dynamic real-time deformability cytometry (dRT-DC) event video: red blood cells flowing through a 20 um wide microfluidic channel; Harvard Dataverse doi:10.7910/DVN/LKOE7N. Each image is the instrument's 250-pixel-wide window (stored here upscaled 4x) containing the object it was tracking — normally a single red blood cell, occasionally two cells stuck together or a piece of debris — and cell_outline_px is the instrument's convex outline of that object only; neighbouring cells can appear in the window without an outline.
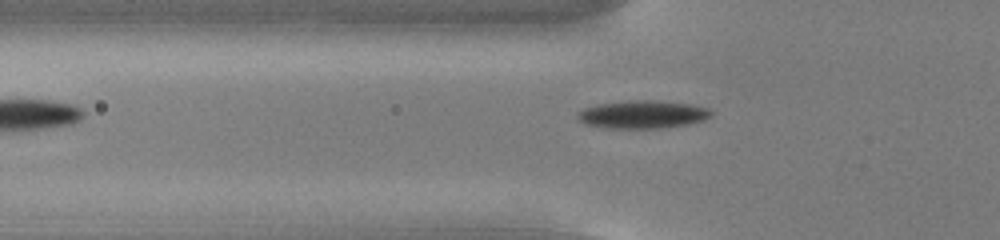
{"species": "common noctule bat (a hibernating species)", "species_latin": "Nyctalus noctula", "temperature_condition": "cold", "stored_images_in_passage": 38, "camera_frame_rate_fps": 3000, "um_per_image_px": 0.085, "animal": {"sex": "male", "body_mass_g": 13.0, "forearm_length_mm": 53.1}, "frame": {"image": 1, "passage_image": 2, "time_ms": 0.333, "image_size_px": [1000, 240], "cell_outline_px": [[712, 116], [704, 120], [688, 124], [660, 128], [608, 128], [588, 124], [580, 120], [576, 116], [576, 112], [584, 108], [600, 104], [636, 100], [652, 100], [688, 104], [708, 108], [712, 112]], "centroid_in_image_um": [54.63, 9.73], "position_along_channel_um": 71.2, "area_um2": 21.44}}
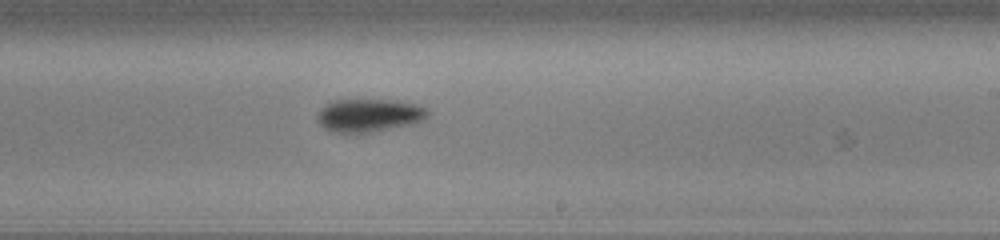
{"frame": {"image": 2, "passage_image": 17, "time_ms": 5.333, "image_size_px": [1000, 240], "cell_outline_px": [[428, 116], [420, 120], [408, 124], [372, 132], [336, 132], [324, 128], [316, 120], [316, 116], [328, 104], [336, 100], [392, 100], [416, 104], [428, 108]], "centroid_in_image_um": [31.37, 9.79], "position_along_channel_um": 257.6, "area_um2": 20.69}}
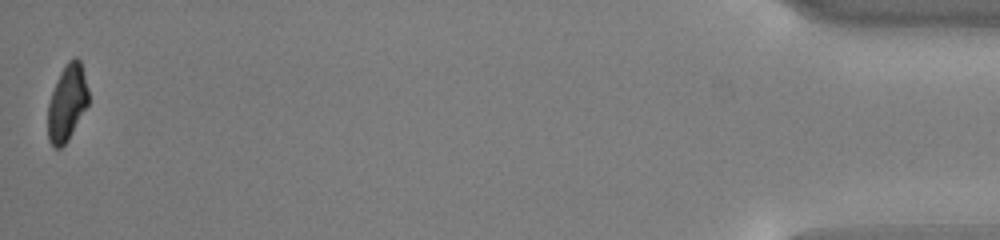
{"frame": {"image": 3, "passage_image": 38, "time_ms": 12.333, "image_size_px": [1000, 240], "cell_outline_px": [[88, 104], [68, 140], [60, 148], [52, 148], [48, 140], [48, 104], [52, 92], [60, 72], [68, 60], [72, 56], [76, 56], [80, 60], [88, 88]], "centroid_in_image_um": [5.69, 8.73], "position_along_channel_um": 429.5, "area_um2": 18.03}, "authors_computed_cell_mechanics": {"area_um2": 20.6346, "velocity_mm_per_s": 3.7443, "shape_relaxation_time_tau1_ms": 1.7494, "shape_relaxation_time_tau2_ms": null, "deformation_change_tau1": 0.1003, "deformation_change_tau2": null}}